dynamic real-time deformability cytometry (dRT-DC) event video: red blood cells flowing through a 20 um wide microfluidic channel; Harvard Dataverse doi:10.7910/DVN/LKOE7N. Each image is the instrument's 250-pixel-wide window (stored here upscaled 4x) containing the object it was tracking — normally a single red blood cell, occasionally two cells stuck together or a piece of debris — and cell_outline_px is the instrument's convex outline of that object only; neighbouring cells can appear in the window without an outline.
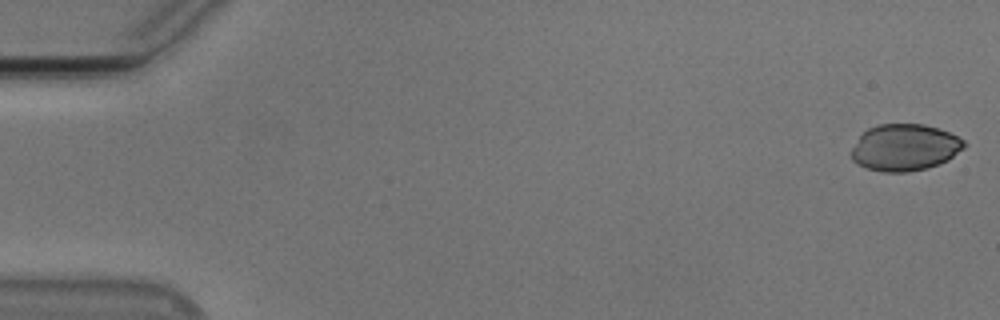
{"species": "Egyptian fruit bat (a non-hibernating species)", "species_latin": "Rousettus aegyptiacus", "temperature_condition": "cold", "stored_images_in_passage": 54, "camera_frame_rate_fps": 3000, "um_per_image_px": 0.085, "animal": {"sex": "male"}, "frame": {"image": 1, "passage_image": 1, "time_ms": 0.0, "image_size_px": [1000, 320], "cell_outline_px": [[968, 144], [964, 148], [948, 160], [928, 168], [908, 172], [884, 172], [868, 168], [852, 160], [852, 148], [860, 136], [868, 128], [876, 124], [924, 124], [948, 132], [964, 140]], "centroid_in_image_um": [76.92, 12.53], "position_along_channel_um": 8.1, "area_um2": 30.58}}
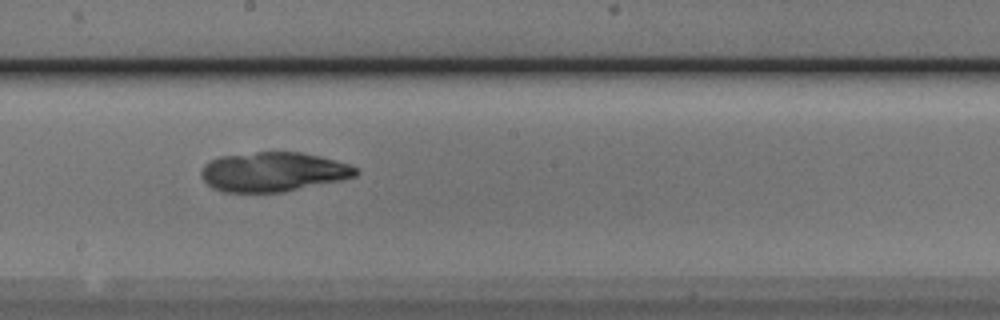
{"frame": {"image": 2, "passage_image": 30, "time_ms": 9.667, "image_size_px": [1000, 320], "cell_outline_px": [[360, 172], [356, 176], [340, 180], [280, 192], [224, 192], [212, 188], [204, 180], [200, 172], [204, 164], [208, 160], [220, 156], [256, 152], [300, 152], [320, 156], [336, 160], [360, 168]], "centroid_in_image_um": [23.21, 14.6], "position_along_channel_um": 225.0, "area_um2": 35.55}}
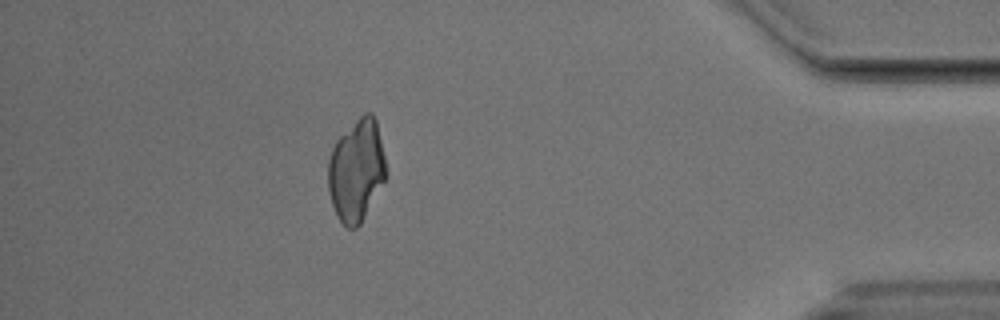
{"frame": {"image": 3, "passage_image": 48, "time_ms": 15.667, "image_size_px": [1000, 320], "cell_outline_px": [[388, 172], [384, 180], [360, 224], [356, 228], [348, 228], [340, 220], [332, 204], [328, 192], [328, 160], [332, 148], [336, 140], [364, 112], [372, 112], [376, 120]], "centroid_in_image_um": [30.29, 14.46], "position_along_channel_um": 404.9, "area_um2": 34.16}}